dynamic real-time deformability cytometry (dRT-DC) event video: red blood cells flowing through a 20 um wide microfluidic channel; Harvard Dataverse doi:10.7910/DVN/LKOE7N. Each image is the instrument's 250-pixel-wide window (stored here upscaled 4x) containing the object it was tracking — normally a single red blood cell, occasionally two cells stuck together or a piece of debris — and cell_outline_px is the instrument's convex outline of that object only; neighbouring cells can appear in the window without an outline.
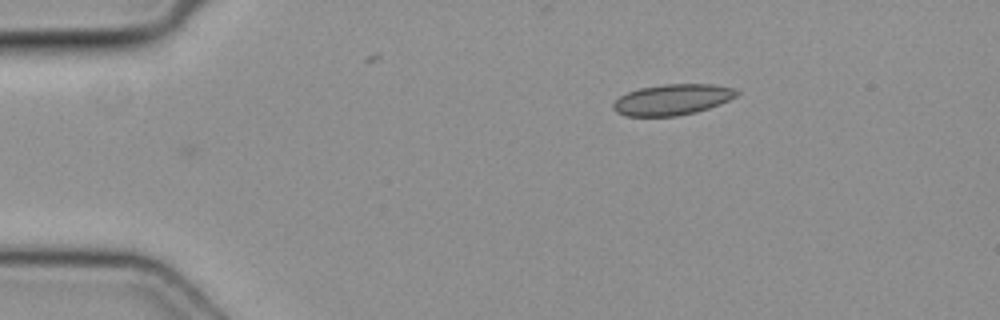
{"species": "common noctule bat (a hibernating species)", "species_latin": "Nyctalus noctula", "temperature_condition": "cold", "stored_images_in_passage": 34, "camera_frame_rate_fps": 3000, "um_per_image_px": 0.085, "animal": {"sex": "female", "body_mass_g": 19.3, "forearm_length_mm": 54.1}, "frame": {"image": 1, "passage_image": 1, "time_ms": 0.0, "image_size_px": [1000, 320], "cell_outline_px": [[740, 92], [736, 96], [720, 104], [696, 112], [676, 116], [624, 116], [616, 112], [612, 108], [612, 104], [620, 96], [628, 92], [640, 88], [664, 84], [712, 84], [732, 88]], "centroid_in_image_um": [57.12, 8.47], "position_along_channel_um": 27.9, "area_um2": 22.14}}
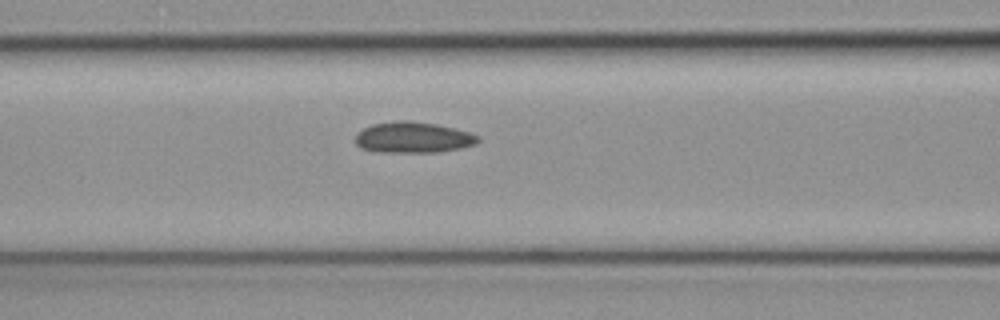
{"frame": {"image": 2, "passage_image": 13, "time_ms": 4.0, "image_size_px": [1000, 320], "cell_outline_px": [[480, 140], [476, 144], [460, 148], [436, 152], [380, 152], [360, 148], [356, 144], [356, 136], [364, 128], [372, 124], [396, 120], [408, 120], [436, 124], [468, 132], [480, 136]], "centroid_in_image_um": [35.11, 11.68], "position_along_channel_um": 131.5, "area_um2": 22.02}}
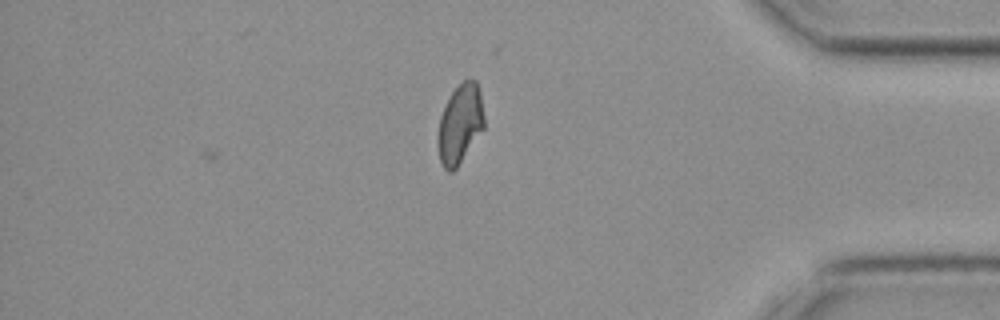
{"frame": {"image": 3, "passage_image": 34, "time_ms": 11.0, "image_size_px": [1000, 320], "cell_outline_px": [[484, 128], [456, 168], [452, 172], [448, 172], [444, 168], [440, 160], [440, 116], [452, 92], [464, 80], [476, 80], [480, 92], [484, 116]], "centroid_in_image_um": [39.15, 10.52], "position_along_channel_um": 396.1, "area_um2": 20.58}}